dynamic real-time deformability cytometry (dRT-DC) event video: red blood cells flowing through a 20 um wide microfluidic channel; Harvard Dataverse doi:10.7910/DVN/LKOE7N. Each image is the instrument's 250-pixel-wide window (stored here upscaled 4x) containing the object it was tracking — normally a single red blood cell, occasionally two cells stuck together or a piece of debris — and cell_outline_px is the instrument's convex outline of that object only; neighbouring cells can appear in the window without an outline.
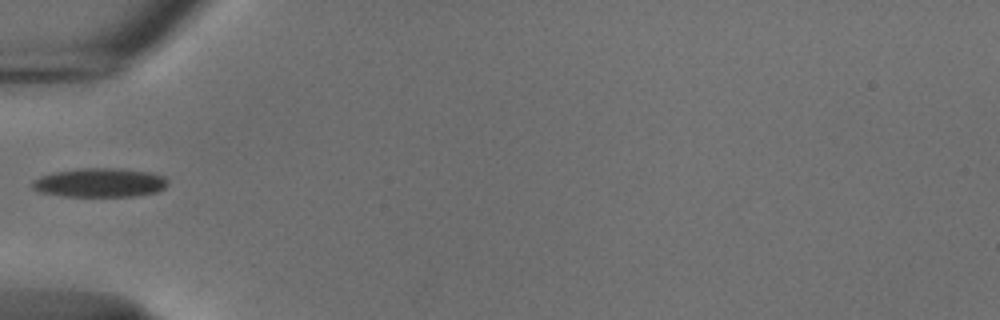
{"species": "common noctule bat (a hibernating species)", "species_latin": "Nyctalus noctula", "temperature_condition": "cold", "stored_images_in_passage": 36, "camera_frame_rate_fps": 3000, "um_per_image_px": 0.085, "animal": {"sex": "male", "body_mass_g": 18.8}, "frame": {"image": 1, "passage_image": 1, "time_ms": 0.0, "image_size_px": [1000, 320], "cell_outline_px": [[168, 184], [164, 188], [156, 192], [132, 196], [64, 196], [40, 192], [32, 188], [32, 180], [40, 176], [56, 172], [80, 168], [120, 168], [152, 172], [164, 176], [168, 180]], "centroid_in_image_um": [8.5, 15.52], "position_along_channel_um": 76.5, "area_um2": 22.95}}
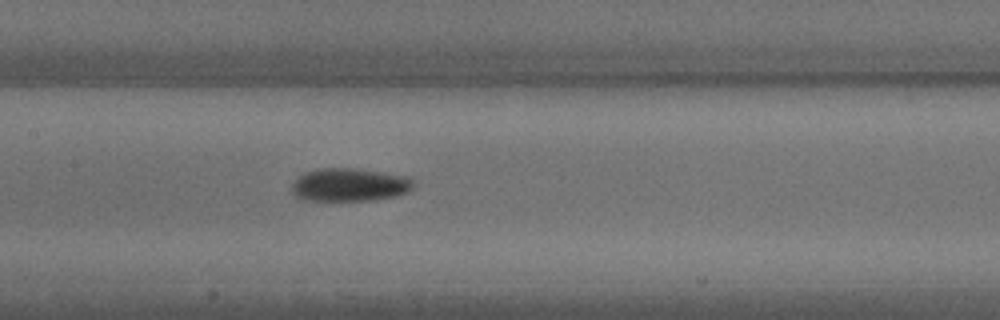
{"frame": {"image": 2, "passage_image": 9, "time_ms": 2.667, "image_size_px": [1000, 320], "cell_outline_px": [[416, 184], [408, 192], [396, 196], [368, 200], [300, 200], [292, 192], [292, 184], [304, 172], [320, 168], [356, 168], [412, 176]], "centroid_in_image_um": [29.77, 15.69], "position_along_channel_um": 177.6, "area_um2": 23.76}}
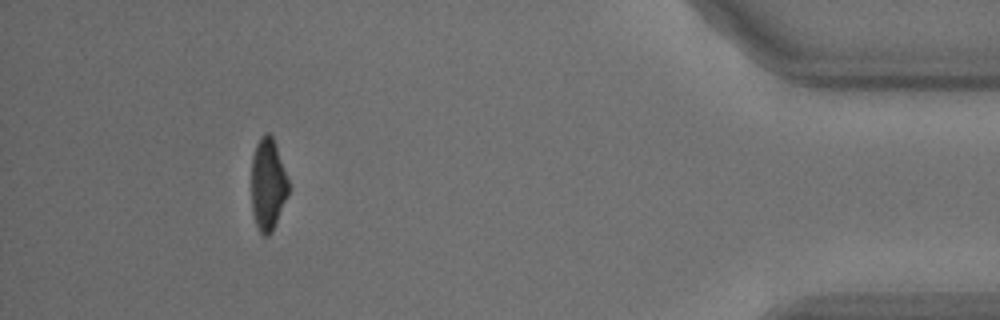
{"frame": {"image": 3, "passage_image": 32, "time_ms": 10.333, "image_size_px": [1000, 320], "cell_outline_px": [[288, 192], [272, 232], [268, 236], [264, 236], [260, 232], [256, 224], [252, 212], [252, 156], [256, 144], [260, 136], [264, 132], [268, 132], [272, 136], [276, 144], [288, 180]], "centroid_in_image_um": [22.75, 15.64], "position_along_channel_um": 412.4, "area_um2": 19.71}, "authors_computed_cell_mechanics": {"area_um2": 22.1952, "velocity_mm_per_s": 3.7601, "shape_relaxation_time_tau1_ms": 3.8217, "shape_relaxation_time_tau2_ms": null, "deformation_change_tau1": 0.1443, "deformation_change_tau2": null}}